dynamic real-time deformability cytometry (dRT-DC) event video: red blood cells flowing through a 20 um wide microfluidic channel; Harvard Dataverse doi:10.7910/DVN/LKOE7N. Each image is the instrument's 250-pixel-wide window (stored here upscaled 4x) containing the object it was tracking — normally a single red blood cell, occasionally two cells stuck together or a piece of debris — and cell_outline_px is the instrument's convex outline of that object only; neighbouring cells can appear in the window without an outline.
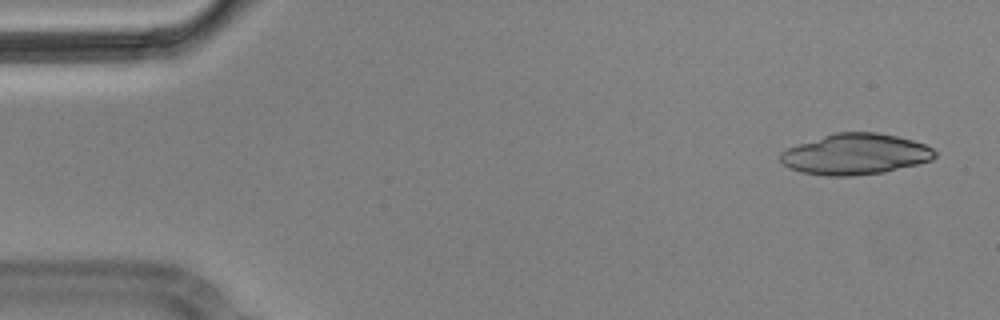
{"species": "Egyptian fruit bat (a non-hibernating species)", "species_latin": "Rousettus aegyptiacus", "temperature_condition": "cold", "stored_images_in_passage": 11, "camera_frame_rate_fps": 3000, "um_per_image_px": 0.085, "animal": {"sex": "male"}, "frame": {"image": 1, "passage_image": 1, "time_ms": 0.0, "image_size_px": [1000, 320], "cell_outline_px": [[936, 156], [932, 160], [884, 172], [852, 176], [824, 176], [800, 172], [788, 168], [780, 160], [780, 152], [788, 148], [836, 132], [876, 132], [896, 136], [912, 140], [924, 144], [932, 148], [936, 152]], "centroid_in_image_um": [72.7, 13.12], "position_along_channel_um": 12.3, "area_um2": 36.59}}